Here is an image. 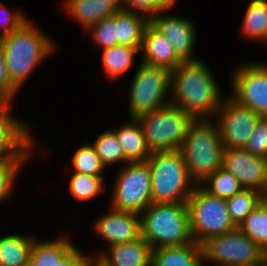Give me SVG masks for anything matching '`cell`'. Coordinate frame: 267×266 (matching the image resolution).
Listing matches in <instances>:
<instances>
[{
    "mask_svg": "<svg viewBox=\"0 0 267 266\" xmlns=\"http://www.w3.org/2000/svg\"><path fill=\"white\" fill-rule=\"evenodd\" d=\"M211 195L228 199L243 188L237 178L222 166L207 176L200 184Z\"/></svg>",
    "mask_w": 267,
    "mask_h": 266,
    "instance_id": "28",
    "label": "cell"
},
{
    "mask_svg": "<svg viewBox=\"0 0 267 266\" xmlns=\"http://www.w3.org/2000/svg\"><path fill=\"white\" fill-rule=\"evenodd\" d=\"M16 93H18V89L10 81L5 54L0 43V103L12 104L13 98L17 95Z\"/></svg>",
    "mask_w": 267,
    "mask_h": 266,
    "instance_id": "38",
    "label": "cell"
},
{
    "mask_svg": "<svg viewBox=\"0 0 267 266\" xmlns=\"http://www.w3.org/2000/svg\"><path fill=\"white\" fill-rule=\"evenodd\" d=\"M151 171L152 203H186L197 183L180 150L155 151L146 161Z\"/></svg>",
    "mask_w": 267,
    "mask_h": 266,
    "instance_id": "5",
    "label": "cell"
},
{
    "mask_svg": "<svg viewBox=\"0 0 267 266\" xmlns=\"http://www.w3.org/2000/svg\"><path fill=\"white\" fill-rule=\"evenodd\" d=\"M264 199L265 196L261 192L252 189H242L231 198L226 199L227 210L234 225L239 227Z\"/></svg>",
    "mask_w": 267,
    "mask_h": 266,
    "instance_id": "27",
    "label": "cell"
},
{
    "mask_svg": "<svg viewBox=\"0 0 267 266\" xmlns=\"http://www.w3.org/2000/svg\"><path fill=\"white\" fill-rule=\"evenodd\" d=\"M194 118L169 104L138 118L151 152L180 150Z\"/></svg>",
    "mask_w": 267,
    "mask_h": 266,
    "instance_id": "8",
    "label": "cell"
},
{
    "mask_svg": "<svg viewBox=\"0 0 267 266\" xmlns=\"http://www.w3.org/2000/svg\"><path fill=\"white\" fill-rule=\"evenodd\" d=\"M212 119L194 118L180 147L188 173L197 184L222 166L223 143Z\"/></svg>",
    "mask_w": 267,
    "mask_h": 266,
    "instance_id": "3",
    "label": "cell"
},
{
    "mask_svg": "<svg viewBox=\"0 0 267 266\" xmlns=\"http://www.w3.org/2000/svg\"><path fill=\"white\" fill-rule=\"evenodd\" d=\"M90 256L84 255L80 248L74 246L61 260L54 266H86Z\"/></svg>",
    "mask_w": 267,
    "mask_h": 266,
    "instance_id": "39",
    "label": "cell"
},
{
    "mask_svg": "<svg viewBox=\"0 0 267 266\" xmlns=\"http://www.w3.org/2000/svg\"><path fill=\"white\" fill-rule=\"evenodd\" d=\"M107 249L97 256L108 266H151L153 248L142 237Z\"/></svg>",
    "mask_w": 267,
    "mask_h": 266,
    "instance_id": "19",
    "label": "cell"
},
{
    "mask_svg": "<svg viewBox=\"0 0 267 266\" xmlns=\"http://www.w3.org/2000/svg\"><path fill=\"white\" fill-rule=\"evenodd\" d=\"M158 1L166 10H170V8L174 6L177 0H158Z\"/></svg>",
    "mask_w": 267,
    "mask_h": 266,
    "instance_id": "41",
    "label": "cell"
},
{
    "mask_svg": "<svg viewBox=\"0 0 267 266\" xmlns=\"http://www.w3.org/2000/svg\"><path fill=\"white\" fill-rule=\"evenodd\" d=\"M66 1V2H65ZM64 9L85 32L101 19L119 11L121 0H65Z\"/></svg>",
    "mask_w": 267,
    "mask_h": 266,
    "instance_id": "18",
    "label": "cell"
},
{
    "mask_svg": "<svg viewBox=\"0 0 267 266\" xmlns=\"http://www.w3.org/2000/svg\"><path fill=\"white\" fill-rule=\"evenodd\" d=\"M203 263L215 266H256L267 258L266 251L238 227L215 236L202 245Z\"/></svg>",
    "mask_w": 267,
    "mask_h": 266,
    "instance_id": "9",
    "label": "cell"
},
{
    "mask_svg": "<svg viewBox=\"0 0 267 266\" xmlns=\"http://www.w3.org/2000/svg\"><path fill=\"white\" fill-rule=\"evenodd\" d=\"M138 66L129 85L130 119H138L170 104V99L165 97L170 95L171 71L141 61Z\"/></svg>",
    "mask_w": 267,
    "mask_h": 266,
    "instance_id": "7",
    "label": "cell"
},
{
    "mask_svg": "<svg viewBox=\"0 0 267 266\" xmlns=\"http://www.w3.org/2000/svg\"><path fill=\"white\" fill-rule=\"evenodd\" d=\"M75 246L71 239L34 240L27 266H54Z\"/></svg>",
    "mask_w": 267,
    "mask_h": 266,
    "instance_id": "24",
    "label": "cell"
},
{
    "mask_svg": "<svg viewBox=\"0 0 267 266\" xmlns=\"http://www.w3.org/2000/svg\"><path fill=\"white\" fill-rule=\"evenodd\" d=\"M86 266H108L105 262H103L97 255L93 257L90 256L89 260L87 261Z\"/></svg>",
    "mask_w": 267,
    "mask_h": 266,
    "instance_id": "40",
    "label": "cell"
},
{
    "mask_svg": "<svg viewBox=\"0 0 267 266\" xmlns=\"http://www.w3.org/2000/svg\"><path fill=\"white\" fill-rule=\"evenodd\" d=\"M232 95L238 104L267 117V65L250 61L242 64L232 75Z\"/></svg>",
    "mask_w": 267,
    "mask_h": 266,
    "instance_id": "11",
    "label": "cell"
},
{
    "mask_svg": "<svg viewBox=\"0 0 267 266\" xmlns=\"http://www.w3.org/2000/svg\"><path fill=\"white\" fill-rule=\"evenodd\" d=\"M140 51L126 45H116L101 51L102 67L109 80H117L132 67Z\"/></svg>",
    "mask_w": 267,
    "mask_h": 266,
    "instance_id": "25",
    "label": "cell"
},
{
    "mask_svg": "<svg viewBox=\"0 0 267 266\" xmlns=\"http://www.w3.org/2000/svg\"><path fill=\"white\" fill-rule=\"evenodd\" d=\"M92 145L105 167L116 162L124 163L123 165L127 163L123 149L112 129L103 131Z\"/></svg>",
    "mask_w": 267,
    "mask_h": 266,
    "instance_id": "30",
    "label": "cell"
},
{
    "mask_svg": "<svg viewBox=\"0 0 267 266\" xmlns=\"http://www.w3.org/2000/svg\"><path fill=\"white\" fill-rule=\"evenodd\" d=\"M104 176L72 173L69 181V190L73 198L79 201H89L99 193L105 191L103 188Z\"/></svg>",
    "mask_w": 267,
    "mask_h": 266,
    "instance_id": "31",
    "label": "cell"
},
{
    "mask_svg": "<svg viewBox=\"0 0 267 266\" xmlns=\"http://www.w3.org/2000/svg\"><path fill=\"white\" fill-rule=\"evenodd\" d=\"M242 33L254 42L267 44V3L261 0H250L242 21Z\"/></svg>",
    "mask_w": 267,
    "mask_h": 266,
    "instance_id": "26",
    "label": "cell"
},
{
    "mask_svg": "<svg viewBox=\"0 0 267 266\" xmlns=\"http://www.w3.org/2000/svg\"><path fill=\"white\" fill-rule=\"evenodd\" d=\"M72 173L89 174L95 176H103L105 165L102 163L100 157L92 144H82L76 148L72 157Z\"/></svg>",
    "mask_w": 267,
    "mask_h": 266,
    "instance_id": "32",
    "label": "cell"
},
{
    "mask_svg": "<svg viewBox=\"0 0 267 266\" xmlns=\"http://www.w3.org/2000/svg\"><path fill=\"white\" fill-rule=\"evenodd\" d=\"M109 212L94 222V231L106 246L134 241L141 237L140 214L119 211L110 207Z\"/></svg>",
    "mask_w": 267,
    "mask_h": 266,
    "instance_id": "16",
    "label": "cell"
},
{
    "mask_svg": "<svg viewBox=\"0 0 267 266\" xmlns=\"http://www.w3.org/2000/svg\"><path fill=\"white\" fill-rule=\"evenodd\" d=\"M149 23L145 15L121 8L115 13L118 45L137 48L141 52L143 34Z\"/></svg>",
    "mask_w": 267,
    "mask_h": 266,
    "instance_id": "22",
    "label": "cell"
},
{
    "mask_svg": "<svg viewBox=\"0 0 267 266\" xmlns=\"http://www.w3.org/2000/svg\"><path fill=\"white\" fill-rule=\"evenodd\" d=\"M159 12L150 19V24L162 35L167 37L182 61H195L194 46L196 45V25L182 16L165 15Z\"/></svg>",
    "mask_w": 267,
    "mask_h": 266,
    "instance_id": "15",
    "label": "cell"
},
{
    "mask_svg": "<svg viewBox=\"0 0 267 266\" xmlns=\"http://www.w3.org/2000/svg\"><path fill=\"white\" fill-rule=\"evenodd\" d=\"M238 228L267 253V201L264 199Z\"/></svg>",
    "mask_w": 267,
    "mask_h": 266,
    "instance_id": "29",
    "label": "cell"
},
{
    "mask_svg": "<svg viewBox=\"0 0 267 266\" xmlns=\"http://www.w3.org/2000/svg\"><path fill=\"white\" fill-rule=\"evenodd\" d=\"M34 240L16 233L0 237V266H27Z\"/></svg>",
    "mask_w": 267,
    "mask_h": 266,
    "instance_id": "23",
    "label": "cell"
},
{
    "mask_svg": "<svg viewBox=\"0 0 267 266\" xmlns=\"http://www.w3.org/2000/svg\"><path fill=\"white\" fill-rule=\"evenodd\" d=\"M40 30L28 19L11 34L0 38L10 81L18 90L55 50V44Z\"/></svg>",
    "mask_w": 267,
    "mask_h": 266,
    "instance_id": "2",
    "label": "cell"
},
{
    "mask_svg": "<svg viewBox=\"0 0 267 266\" xmlns=\"http://www.w3.org/2000/svg\"><path fill=\"white\" fill-rule=\"evenodd\" d=\"M2 13V14H1ZM29 18L18 9L11 12L7 10L5 5L0 2V27L3 28L0 32V38L11 34L15 29H18Z\"/></svg>",
    "mask_w": 267,
    "mask_h": 266,
    "instance_id": "36",
    "label": "cell"
},
{
    "mask_svg": "<svg viewBox=\"0 0 267 266\" xmlns=\"http://www.w3.org/2000/svg\"><path fill=\"white\" fill-rule=\"evenodd\" d=\"M121 7L135 13L141 12L149 20L159 12L166 10L158 0H121Z\"/></svg>",
    "mask_w": 267,
    "mask_h": 266,
    "instance_id": "37",
    "label": "cell"
},
{
    "mask_svg": "<svg viewBox=\"0 0 267 266\" xmlns=\"http://www.w3.org/2000/svg\"><path fill=\"white\" fill-rule=\"evenodd\" d=\"M226 99L215 115L223 148H244L261 116L231 97Z\"/></svg>",
    "mask_w": 267,
    "mask_h": 266,
    "instance_id": "12",
    "label": "cell"
},
{
    "mask_svg": "<svg viewBox=\"0 0 267 266\" xmlns=\"http://www.w3.org/2000/svg\"><path fill=\"white\" fill-rule=\"evenodd\" d=\"M9 103H0V160L28 159L37 145L29 127L12 114ZM30 154V155H29Z\"/></svg>",
    "mask_w": 267,
    "mask_h": 266,
    "instance_id": "13",
    "label": "cell"
},
{
    "mask_svg": "<svg viewBox=\"0 0 267 266\" xmlns=\"http://www.w3.org/2000/svg\"><path fill=\"white\" fill-rule=\"evenodd\" d=\"M211 73L200 59L182 61L171 72L170 104L180 107L193 118L214 119L224 97Z\"/></svg>",
    "mask_w": 267,
    "mask_h": 266,
    "instance_id": "1",
    "label": "cell"
},
{
    "mask_svg": "<svg viewBox=\"0 0 267 266\" xmlns=\"http://www.w3.org/2000/svg\"><path fill=\"white\" fill-rule=\"evenodd\" d=\"M127 124L113 130L125 154L127 162H144L152 154L147 145L143 128L138 119H130Z\"/></svg>",
    "mask_w": 267,
    "mask_h": 266,
    "instance_id": "20",
    "label": "cell"
},
{
    "mask_svg": "<svg viewBox=\"0 0 267 266\" xmlns=\"http://www.w3.org/2000/svg\"><path fill=\"white\" fill-rule=\"evenodd\" d=\"M252 155L267 159V117L261 116L244 147Z\"/></svg>",
    "mask_w": 267,
    "mask_h": 266,
    "instance_id": "35",
    "label": "cell"
},
{
    "mask_svg": "<svg viewBox=\"0 0 267 266\" xmlns=\"http://www.w3.org/2000/svg\"><path fill=\"white\" fill-rule=\"evenodd\" d=\"M186 203L192 238L199 245L236 228L227 210L226 199L211 195L199 184Z\"/></svg>",
    "mask_w": 267,
    "mask_h": 266,
    "instance_id": "6",
    "label": "cell"
},
{
    "mask_svg": "<svg viewBox=\"0 0 267 266\" xmlns=\"http://www.w3.org/2000/svg\"><path fill=\"white\" fill-rule=\"evenodd\" d=\"M88 31L89 33L91 32V35L93 36L92 39L95 42L94 44H97V47L100 46V49L102 50L118 45L115 14L110 17L101 19Z\"/></svg>",
    "mask_w": 267,
    "mask_h": 266,
    "instance_id": "34",
    "label": "cell"
},
{
    "mask_svg": "<svg viewBox=\"0 0 267 266\" xmlns=\"http://www.w3.org/2000/svg\"><path fill=\"white\" fill-rule=\"evenodd\" d=\"M121 168L111 197L110 207L141 214L151 203V171L146 161L127 162Z\"/></svg>",
    "mask_w": 267,
    "mask_h": 266,
    "instance_id": "10",
    "label": "cell"
},
{
    "mask_svg": "<svg viewBox=\"0 0 267 266\" xmlns=\"http://www.w3.org/2000/svg\"><path fill=\"white\" fill-rule=\"evenodd\" d=\"M202 246L191 242L153 249L151 266H204Z\"/></svg>",
    "mask_w": 267,
    "mask_h": 266,
    "instance_id": "21",
    "label": "cell"
},
{
    "mask_svg": "<svg viewBox=\"0 0 267 266\" xmlns=\"http://www.w3.org/2000/svg\"><path fill=\"white\" fill-rule=\"evenodd\" d=\"M256 266H267V258L260 264H257Z\"/></svg>",
    "mask_w": 267,
    "mask_h": 266,
    "instance_id": "42",
    "label": "cell"
},
{
    "mask_svg": "<svg viewBox=\"0 0 267 266\" xmlns=\"http://www.w3.org/2000/svg\"><path fill=\"white\" fill-rule=\"evenodd\" d=\"M29 159H4L0 160V202L5 201L12 195L13 185L19 174L20 168Z\"/></svg>",
    "mask_w": 267,
    "mask_h": 266,
    "instance_id": "33",
    "label": "cell"
},
{
    "mask_svg": "<svg viewBox=\"0 0 267 266\" xmlns=\"http://www.w3.org/2000/svg\"><path fill=\"white\" fill-rule=\"evenodd\" d=\"M141 62L173 71L182 60L177 56L170 41L150 23L146 26L142 41Z\"/></svg>",
    "mask_w": 267,
    "mask_h": 266,
    "instance_id": "17",
    "label": "cell"
},
{
    "mask_svg": "<svg viewBox=\"0 0 267 266\" xmlns=\"http://www.w3.org/2000/svg\"><path fill=\"white\" fill-rule=\"evenodd\" d=\"M222 167L237 178L243 189L256 190L267 197L266 158L252 155L245 148H227Z\"/></svg>",
    "mask_w": 267,
    "mask_h": 266,
    "instance_id": "14",
    "label": "cell"
},
{
    "mask_svg": "<svg viewBox=\"0 0 267 266\" xmlns=\"http://www.w3.org/2000/svg\"><path fill=\"white\" fill-rule=\"evenodd\" d=\"M140 227L153 249L194 242L187 203H151L140 214Z\"/></svg>",
    "mask_w": 267,
    "mask_h": 266,
    "instance_id": "4",
    "label": "cell"
}]
</instances>
